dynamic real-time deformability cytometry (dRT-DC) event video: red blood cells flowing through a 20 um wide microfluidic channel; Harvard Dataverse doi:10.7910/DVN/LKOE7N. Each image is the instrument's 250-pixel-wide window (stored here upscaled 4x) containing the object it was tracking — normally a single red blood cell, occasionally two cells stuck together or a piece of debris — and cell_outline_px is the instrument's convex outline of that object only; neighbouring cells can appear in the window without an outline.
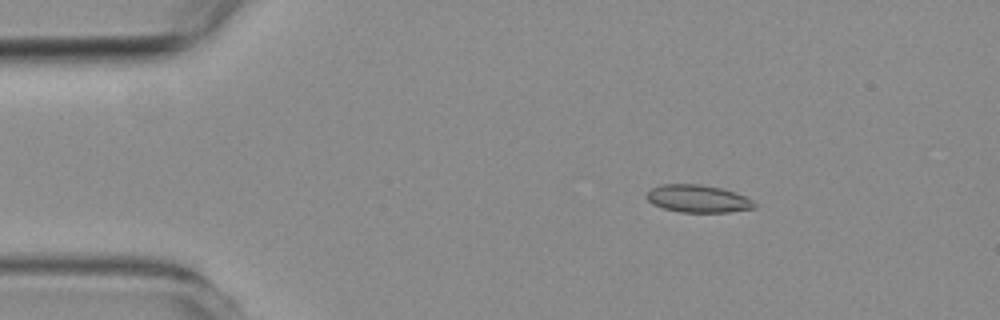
{"species": "common noctule bat (a hibernating species)", "species_latin": "Nyctalus noctula", "temperature_condition": "room temperature", "stored_images_in_passage": 2, "camera_frame_rate_fps": 3000, "um_per_image_px": 0.085, "animal": {"sex": "female", "body_mass_g": 19.3, "forearm_length_mm": 54.1}, "frame": {"image": 1, "passage_image": 1, "time_ms": 0.0, "image_size_px": [1000, 320], "cell_outline_px": [[756, 208], [728, 212], [680, 212], [664, 208], [652, 204], [644, 196], [652, 188], [660, 184], [700, 184], [720, 188], [744, 196], [752, 200], [756, 204]], "centroid_in_image_um": [59.29, 16.89], "position_along_channel_um": 25.7, "area_um2": 17.22}}